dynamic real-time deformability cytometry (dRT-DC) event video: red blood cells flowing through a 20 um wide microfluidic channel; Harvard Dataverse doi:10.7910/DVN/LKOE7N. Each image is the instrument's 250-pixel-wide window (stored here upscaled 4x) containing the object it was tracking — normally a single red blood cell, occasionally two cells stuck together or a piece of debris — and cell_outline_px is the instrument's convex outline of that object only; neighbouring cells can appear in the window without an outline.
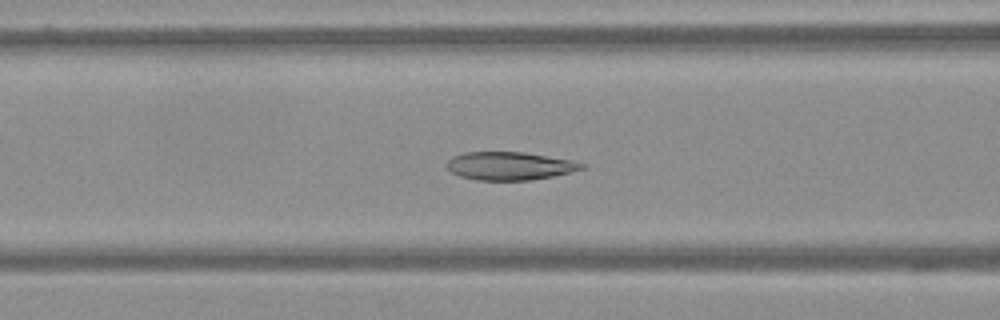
{"species": "Egyptian fruit bat (a non-hibernating species)", "species_latin": "Rousettus aegyptiacus", "temperature_condition": "warm", "stored_images_in_passage": 62, "camera_frame_rate_fps": 3000, "um_per_image_px": 0.085, "frame": {"image": 1, "passage_image": 25, "time_ms": 8.0, "image_size_px": [1000, 320], "cell_outline_px": [[588, 164], [584, 168], [552, 176], [532, 180], [476, 180], [460, 176], [452, 172], [448, 168], [448, 160], [452, 156], [464, 152], [524, 152], [572, 160]], "centroid_in_image_um": [43.33, 14.1], "position_along_channel_um": 123.3, "area_um2": 22.02}}
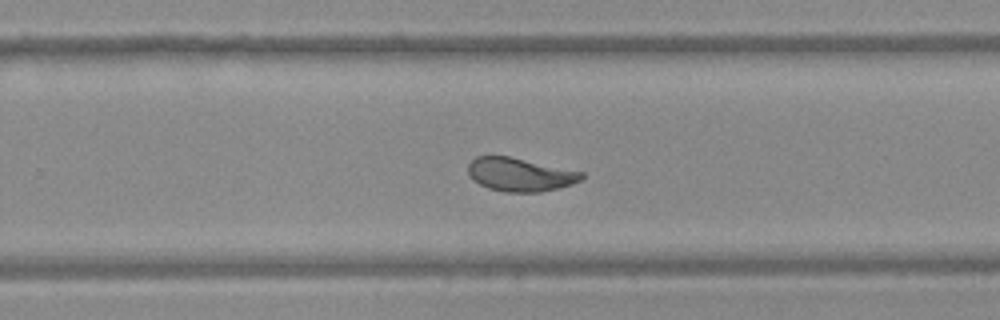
{"frame": {"image": 2, "passage_image": 40, "time_ms": 13.0, "image_size_px": [1000, 320], "cell_outline_px": [[584, 176], [580, 180], [572, 184], [560, 188], [540, 192], [504, 192], [488, 188], [472, 180], [468, 172], [468, 164], [476, 156], [508, 156], [584, 172]], "centroid_in_image_um": [44.19, 14.84], "position_along_channel_um": 285.6, "area_um2": 22.14}}
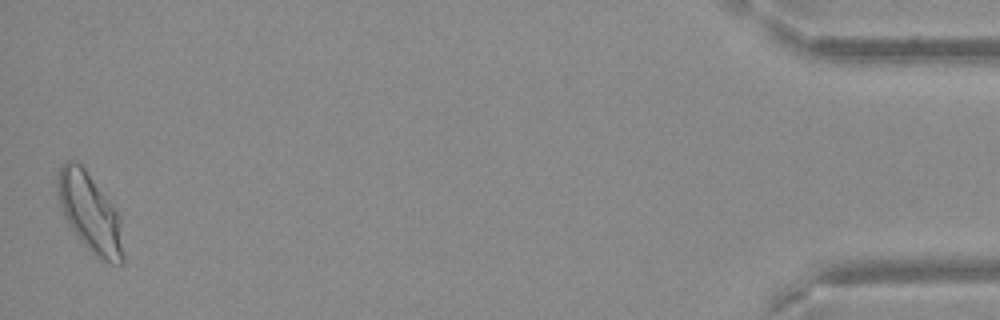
{"frame": {"image": 3, "passage_image": 61, "time_ms": 20.0, "image_size_px": [1000, 320], "cell_outline_px": [[124, 264], [108, 264], [100, 260], [76, 236], [68, 224], [60, 208], [56, 192], [56, 176], [60, 168], [68, 160], [72, 160], [80, 164], [84, 168], [120, 216], [124, 256]], "centroid_in_image_um": [7.63, 18.13], "position_along_channel_um": 427.6, "area_um2": 30.23}}